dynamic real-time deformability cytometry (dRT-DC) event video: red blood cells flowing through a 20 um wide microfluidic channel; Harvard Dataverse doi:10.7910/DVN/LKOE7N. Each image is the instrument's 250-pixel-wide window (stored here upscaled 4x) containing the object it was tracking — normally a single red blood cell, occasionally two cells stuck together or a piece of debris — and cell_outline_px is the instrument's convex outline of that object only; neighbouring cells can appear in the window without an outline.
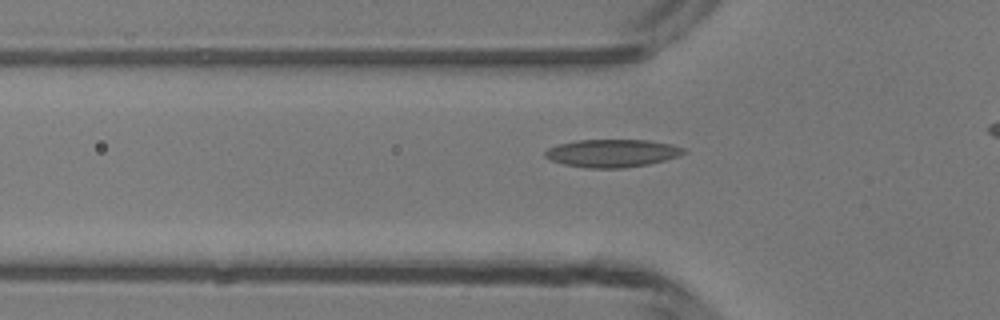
{"species": "common noctule bat (a hibernating species)", "species_latin": "Nyctalus noctula", "temperature_condition": "room temperature", "stored_images_in_passage": 35, "camera_frame_rate_fps": 3000, "um_per_image_px": 0.085, "animal": {"sex": "male", "body_mass_g": 13.3}, "frame": {"image": 1, "passage_image": 11, "time_ms": 3.333, "image_size_px": [1000, 320], "cell_outline_px": [[688, 152], [680, 156], [648, 164], [624, 168], [584, 168], [564, 164], [552, 160], [544, 156], [544, 152], [548, 148], [556, 144], [576, 140], [648, 140], [672, 144], [684, 148]], "centroid_in_image_um": [52.04, 13.02], "position_along_channel_um": 73.8, "area_um2": 22.66}}
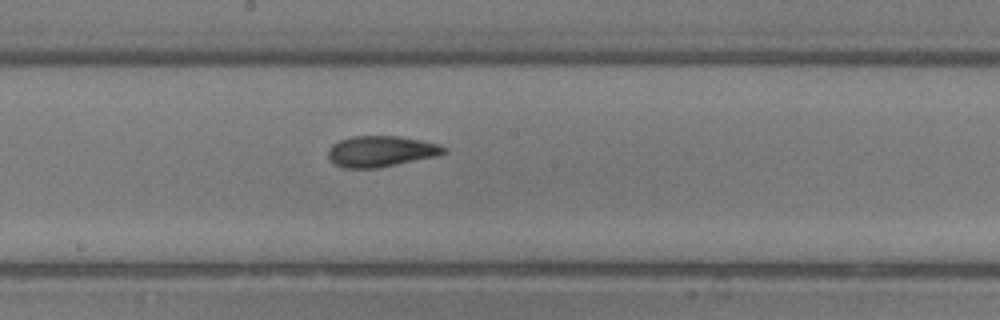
{"frame": {"image": 2, "passage_image": 21, "time_ms": 6.667, "image_size_px": [1000, 320], "cell_outline_px": [[448, 152], [436, 156], [376, 168], [344, 168], [336, 164], [328, 156], [328, 148], [332, 144], [340, 140], [352, 136], [400, 136], [440, 144], [448, 148]], "centroid_in_image_um": [32.4, 12.85], "position_along_channel_um": 215.8, "area_um2": 20.81}}
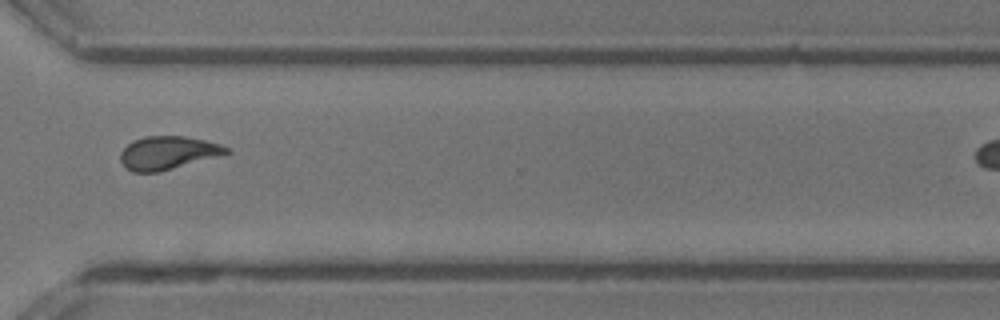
{"frame": {"image": 3, "passage_image": 31, "time_ms": 10.0, "image_size_px": [1000, 320], "cell_outline_px": [[232, 152], [160, 172], [132, 172], [124, 168], [120, 160], [120, 152], [132, 140], [144, 136], [184, 136], [204, 140], [220, 144], [232, 148]], "centroid_in_image_um": [14.25, 12.99], "position_along_channel_um": 356.3, "area_um2": 20.69}}